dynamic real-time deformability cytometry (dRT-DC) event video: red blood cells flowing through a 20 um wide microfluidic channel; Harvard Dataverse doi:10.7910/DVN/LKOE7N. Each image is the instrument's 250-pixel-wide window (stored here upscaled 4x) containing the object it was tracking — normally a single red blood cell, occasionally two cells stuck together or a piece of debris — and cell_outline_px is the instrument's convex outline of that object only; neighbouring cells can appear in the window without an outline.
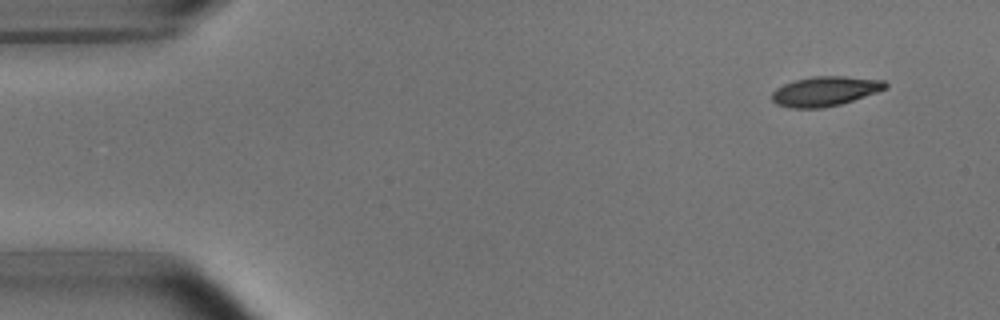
{"species": "common noctule bat (a hibernating species)", "species_latin": "Nyctalus noctula", "temperature_condition": "room temperature", "stored_images_in_passage": 4, "camera_frame_rate_fps": 3000, "um_per_image_px": 0.085, "animal": {"sex": "male", "body_mass_g": 15.6}, "frame": {"image": 1, "passage_image": 1, "time_ms": 0.0, "image_size_px": [1000, 320], "cell_outline_px": [[888, 88], [840, 104], [824, 108], [788, 108], [776, 104], [772, 100], [772, 92], [776, 88], [784, 84], [796, 80], [812, 76], [844, 76], [884, 80], [888, 84]], "centroid_in_image_um": [70.12, 7.75], "position_along_channel_um": 14.9, "area_um2": 19.59}}
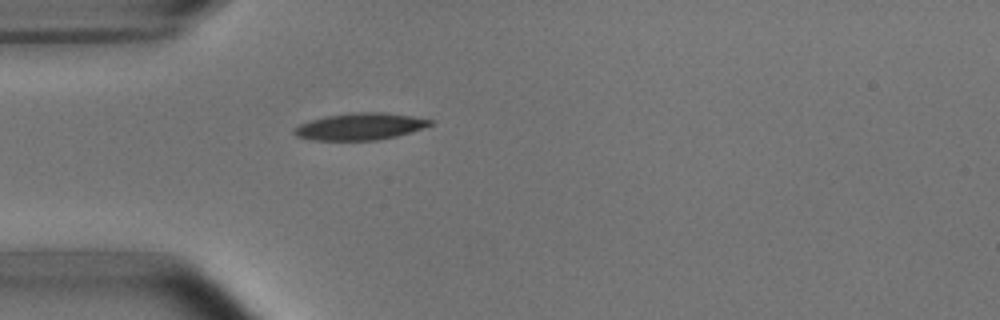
{"frame": {"image": 2, "passage_image": 4, "time_ms": 3.667, "image_size_px": [1000, 320], "cell_outline_px": [[432, 124], [424, 128], [396, 136], [376, 140], [316, 140], [296, 136], [292, 132], [292, 128], [300, 124], [324, 116], [352, 112], [384, 112], [412, 116], [432, 120]], "centroid_in_image_um": [30.59, 10.74], "position_along_channel_um": 54.4, "area_um2": 21.27}}